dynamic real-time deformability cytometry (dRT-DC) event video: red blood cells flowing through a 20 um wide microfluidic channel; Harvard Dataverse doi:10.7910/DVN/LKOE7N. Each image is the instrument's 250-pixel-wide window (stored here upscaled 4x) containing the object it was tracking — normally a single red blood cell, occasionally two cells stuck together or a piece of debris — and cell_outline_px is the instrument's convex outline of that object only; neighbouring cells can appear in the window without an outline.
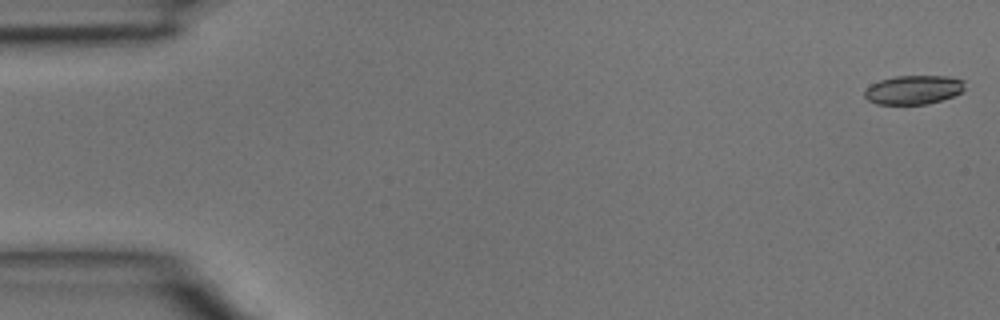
{"species": "common noctule bat (a hibernating species)", "species_latin": "Nyctalus noctula", "temperature_condition": "room temperature", "stored_images_in_passage": 4, "camera_frame_rate_fps": 3000, "um_per_image_px": 0.085, "animal": {"sex": "male", "body_mass_g": 15.6}, "frame": {"image": 1, "passage_image": 1, "time_ms": 0.0, "image_size_px": [1000, 320], "cell_outline_px": [[964, 92], [928, 104], [876, 104], [868, 100], [864, 96], [864, 92], [872, 84], [880, 80], [896, 76], [948, 76], [964, 80]], "centroid_in_image_um": [77.67, 7.63], "position_along_channel_um": 7.3, "area_um2": 16.88}}
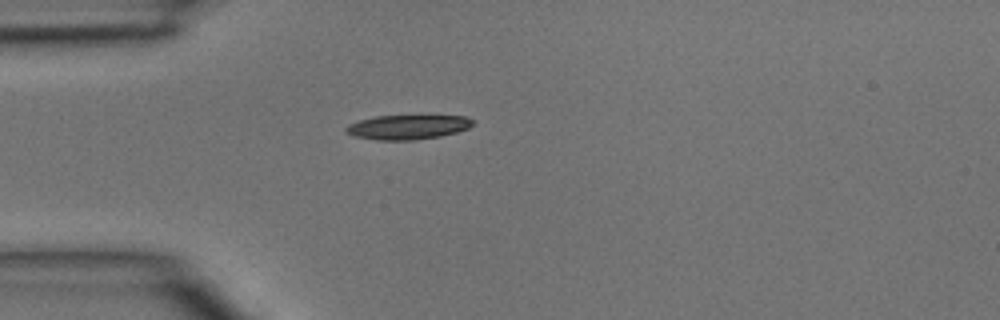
{"frame": {"image": 2, "passage_image": 4, "time_ms": 1.0, "image_size_px": [1000, 320], "cell_outline_px": [[476, 120], [468, 128], [456, 132], [440, 136], [412, 140], [376, 140], [356, 136], [344, 132], [344, 128], [348, 124], [360, 120], [376, 116], [468, 116]], "centroid_in_image_um": [34.65, 10.8], "position_along_channel_um": 50.3, "area_um2": 18.03}}